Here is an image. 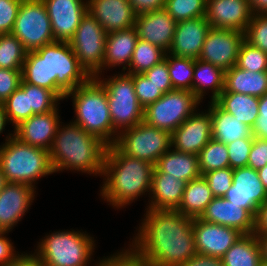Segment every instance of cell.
<instances>
[{
    "instance_id": "ba28073f",
    "label": "cell",
    "mask_w": 267,
    "mask_h": 266,
    "mask_svg": "<svg viewBox=\"0 0 267 266\" xmlns=\"http://www.w3.org/2000/svg\"><path fill=\"white\" fill-rule=\"evenodd\" d=\"M108 78H95L104 86L114 131L124 130L143 122L144 108L138 101L134 90L133 74L118 73Z\"/></svg>"
},
{
    "instance_id": "681fc988",
    "label": "cell",
    "mask_w": 267,
    "mask_h": 266,
    "mask_svg": "<svg viewBox=\"0 0 267 266\" xmlns=\"http://www.w3.org/2000/svg\"><path fill=\"white\" fill-rule=\"evenodd\" d=\"M22 0H0V34L11 33Z\"/></svg>"
},
{
    "instance_id": "3957f363",
    "label": "cell",
    "mask_w": 267,
    "mask_h": 266,
    "mask_svg": "<svg viewBox=\"0 0 267 266\" xmlns=\"http://www.w3.org/2000/svg\"><path fill=\"white\" fill-rule=\"evenodd\" d=\"M62 123L48 151L54 173L70 170L102 176L108 145L71 121Z\"/></svg>"
},
{
    "instance_id": "6125c7cd",
    "label": "cell",
    "mask_w": 267,
    "mask_h": 266,
    "mask_svg": "<svg viewBox=\"0 0 267 266\" xmlns=\"http://www.w3.org/2000/svg\"><path fill=\"white\" fill-rule=\"evenodd\" d=\"M9 123V120L6 116L5 109L3 104H0V135L3 133L5 126Z\"/></svg>"
},
{
    "instance_id": "d590c367",
    "label": "cell",
    "mask_w": 267,
    "mask_h": 266,
    "mask_svg": "<svg viewBox=\"0 0 267 266\" xmlns=\"http://www.w3.org/2000/svg\"><path fill=\"white\" fill-rule=\"evenodd\" d=\"M27 52L12 33L0 34V68L22 70Z\"/></svg>"
},
{
    "instance_id": "2e32d148",
    "label": "cell",
    "mask_w": 267,
    "mask_h": 266,
    "mask_svg": "<svg viewBox=\"0 0 267 266\" xmlns=\"http://www.w3.org/2000/svg\"><path fill=\"white\" fill-rule=\"evenodd\" d=\"M42 1L51 21L55 41L69 42L87 13V0Z\"/></svg>"
},
{
    "instance_id": "e575fe53",
    "label": "cell",
    "mask_w": 267,
    "mask_h": 266,
    "mask_svg": "<svg viewBox=\"0 0 267 266\" xmlns=\"http://www.w3.org/2000/svg\"><path fill=\"white\" fill-rule=\"evenodd\" d=\"M173 89L192 92L195 59L169 54L165 55Z\"/></svg>"
},
{
    "instance_id": "484cf974",
    "label": "cell",
    "mask_w": 267,
    "mask_h": 266,
    "mask_svg": "<svg viewBox=\"0 0 267 266\" xmlns=\"http://www.w3.org/2000/svg\"><path fill=\"white\" fill-rule=\"evenodd\" d=\"M138 34L135 27L107 33L103 73L107 68H116L122 65V72L127 71L135 49Z\"/></svg>"
},
{
    "instance_id": "94428289",
    "label": "cell",
    "mask_w": 267,
    "mask_h": 266,
    "mask_svg": "<svg viewBox=\"0 0 267 266\" xmlns=\"http://www.w3.org/2000/svg\"><path fill=\"white\" fill-rule=\"evenodd\" d=\"M260 246L262 261L267 262V235H256Z\"/></svg>"
},
{
    "instance_id": "5b68a950",
    "label": "cell",
    "mask_w": 267,
    "mask_h": 266,
    "mask_svg": "<svg viewBox=\"0 0 267 266\" xmlns=\"http://www.w3.org/2000/svg\"><path fill=\"white\" fill-rule=\"evenodd\" d=\"M0 145V168L7 182L36 188L37 180L54 173L49 152L19 141L14 133Z\"/></svg>"
},
{
    "instance_id": "ee69618b",
    "label": "cell",
    "mask_w": 267,
    "mask_h": 266,
    "mask_svg": "<svg viewBox=\"0 0 267 266\" xmlns=\"http://www.w3.org/2000/svg\"><path fill=\"white\" fill-rule=\"evenodd\" d=\"M244 35L248 43L267 53V15H252Z\"/></svg>"
},
{
    "instance_id": "7402d4cb",
    "label": "cell",
    "mask_w": 267,
    "mask_h": 266,
    "mask_svg": "<svg viewBox=\"0 0 267 266\" xmlns=\"http://www.w3.org/2000/svg\"><path fill=\"white\" fill-rule=\"evenodd\" d=\"M87 12L106 33L133 28L136 14L128 0H87Z\"/></svg>"
},
{
    "instance_id": "f1b7e54d",
    "label": "cell",
    "mask_w": 267,
    "mask_h": 266,
    "mask_svg": "<svg viewBox=\"0 0 267 266\" xmlns=\"http://www.w3.org/2000/svg\"><path fill=\"white\" fill-rule=\"evenodd\" d=\"M262 97L267 92V72H251L236 65L225 71L224 90Z\"/></svg>"
},
{
    "instance_id": "f35d334b",
    "label": "cell",
    "mask_w": 267,
    "mask_h": 266,
    "mask_svg": "<svg viewBox=\"0 0 267 266\" xmlns=\"http://www.w3.org/2000/svg\"><path fill=\"white\" fill-rule=\"evenodd\" d=\"M22 80L48 89L47 55H39L35 50L28 51L23 63Z\"/></svg>"
},
{
    "instance_id": "7a4b0ae2",
    "label": "cell",
    "mask_w": 267,
    "mask_h": 266,
    "mask_svg": "<svg viewBox=\"0 0 267 266\" xmlns=\"http://www.w3.org/2000/svg\"><path fill=\"white\" fill-rule=\"evenodd\" d=\"M154 165L123 154L114 144L106 150L100 196L113 208H125L150 193Z\"/></svg>"
},
{
    "instance_id": "d6986e66",
    "label": "cell",
    "mask_w": 267,
    "mask_h": 266,
    "mask_svg": "<svg viewBox=\"0 0 267 266\" xmlns=\"http://www.w3.org/2000/svg\"><path fill=\"white\" fill-rule=\"evenodd\" d=\"M252 15L248 0H207L205 17L211 28L245 32Z\"/></svg>"
},
{
    "instance_id": "60d3db41",
    "label": "cell",
    "mask_w": 267,
    "mask_h": 266,
    "mask_svg": "<svg viewBox=\"0 0 267 266\" xmlns=\"http://www.w3.org/2000/svg\"><path fill=\"white\" fill-rule=\"evenodd\" d=\"M2 104L14 128L29 118L28 94L20 86Z\"/></svg>"
},
{
    "instance_id": "9c48e42d",
    "label": "cell",
    "mask_w": 267,
    "mask_h": 266,
    "mask_svg": "<svg viewBox=\"0 0 267 266\" xmlns=\"http://www.w3.org/2000/svg\"><path fill=\"white\" fill-rule=\"evenodd\" d=\"M199 104L201 101L191 91L174 89L144 108L143 121L171 134L198 109Z\"/></svg>"
},
{
    "instance_id": "680465c9",
    "label": "cell",
    "mask_w": 267,
    "mask_h": 266,
    "mask_svg": "<svg viewBox=\"0 0 267 266\" xmlns=\"http://www.w3.org/2000/svg\"><path fill=\"white\" fill-rule=\"evenodd\" d=\"M5 266H42L40 260L33 253H21L12 263Z\"/></svg>"
},
{
    "instance_id": "8fae6325",
    "label": "cell",
    "mask_w": 267,
    "mask_h": 266,
    "mask_svg": "<svg viewBox=\"0 0 267 266\" xmlns=\"http://www.w3.org/2000/svg\"><path fill=\"white\" fill-rule=\"evenodd\" d=\"M106 37L100 23L87 12L69 41L79 64L91 77L101 76L103 72Z\"/></svg>"
},
{
    "instance_id": "7c38bea8",
    "label": "cell",
    "mask_w": 267,
    "mask_h": 266,
    "mask_svg": "<svg viewBox=\"0 0 267 266\" xmlns=\"http://www.w3.org/2000/svg\"><path fill=\"white\" fill-rule=\"evenodd\" d=\"M27 51L55 41L51 21L42 0H22L11 32Z\"/></svg>"
},
{
    "instance_id": "603a6c76",
    "label": "cell",
    "mask_w": 267,
    "mask_h": 266,
    "mask_svg": "<svg viewBox=\"0 0 267 266\" xmlns=\"http://www.w3.org/2000/svg\"><path fill=\"white\" fill-rule=\"evenodd\" d=\"M206 17L177 22L169 54L198 59L210 29Z\"/></svg>"
},
{
    "instance_id": "bcb514c9",
    "label": "cell",
    "mask_w": 267,
    "mask_h": 266,
    "mask_svg": "<svg viewBox=\"0 0 267 266\" xmlns=\"http://www.w3.org/2000/svg\"><path fill=\"white\" fill-rule=\"evenodd\" d=\"M133 84L136 96L143 108L163 96V93L150 82L144 74H133Z\"/></svg>"
},
{
    "instance_id": "8d00e7d4",
    "label": "cell",
    "mask_w": 267,
    "mask_h": 266,
    "mask_svg": "<svg viewBox=\"0 0 267 266\" xmlns=\"http://www.w3.org/2000/svg\"><path fill=\"white\" fill-rule=\"evenodd\" d=\"M201 175L217 169L229 167L227 145L213 138L198 154Z\"/></svg>"
},
{
    "instance_id": "277c9868",
    "label": "cell",
    "mask_w": 267,
    "mask_h": 266,
    "mask_svg": "<svg viewBox=\"0 0 267 266\" xmlns=\"http://www.w3.org/2000/svg\"><path fill=\"white\" fill-rule=\"evenodd\" d=\"M69 97L72 98L76 115L71 122L100 138L108 146L113 145L118 134L113 128L104 86L95 77H91L85 84L67 93L64 100Z\"/></svg>"
},
{
    "instance_id": "9a60e30c",
    "label": "cell",
    "mask_w": 267,
    "mask_h": 266,
    "mask_svg": "<svg viewBox=\"0 0 267 266\" xmlns=\"http://www.w3.org/2000/svg\"><path fill=\"white\" fill-rule=\"evenodd\" d=\"M224 198L255 216L257 208L267 200V190L264 188L257 170L248 166L236 168L233 171L232 186Z\"/></svg>"
},
{
    "instance_id": "db71d44e",
    "label": "cell",
    "mask_w": 267,
    "mask_h": 266,
    "mask_svg": "<svg viewBox=\"0 0 267 266\" xmlns=\"http://www.w3.org/2000/svg\"><path fill=\"white\" fill-rule=\"evenodd\" d=\"M8 233L10 232L0 231V266L12 263L20 255L19 252L15 251L11 239L6 237Z\"/></svg>"
},
{
    "instance_id": "7dc6e473",
    "label": "cell",
    "mask_w": 267,
    "mask_h": 266,
    "mask_svg": "<svg viewBox=\"0 0 267 266\" xmlns=\"http://www.w3.org/2000/svg\"><path fill=\"white\" fill-rule=\"evenodd\" d=\"M254 138H242L227 144L229 167L231 169L247 167V162Z\"/></svg>"
},
{
    "instance_id": "4fadbf2b",
    "label": "cell",
    "mask_w": 267,
    "mask_h": 266,
    "mask_svg": "<svg viewBox=\"0 0 267 266\" xmlns=\"http://www.w3.org/2000/svg\"><path fill=\"white\" fill-rule=\"evenodd\" d=\"M244 40V32L210 28L198 59L228 71L236 65Z\"/></svg>"
},
{
    "instance_id": "836d02e7",
    "label": "cell",
    "mask_w": 267,
    "mask_h": 266,
    "mask_svg": "<svg viewBox=\"0 0 267 266\" xmlns=\"http://www.w3.org/2000/svg\"><path fill=\"white\" fill-rule=\"evenodd\" d=\"M166 52L142 39L137 40L135 49L127 69V74H143L154 65L165 59Z\"/></svg>"
},
{
    "instance_id": "be15d7a7",
    "label": "cell",
    "mask_w": 267,
    "mask_h": 266,
    "mask_svg": "<svg viewBox=\"0 0 267 266\" xmlns=\"http://www.w3.org/2000/svg\"><path fill=\"white\" fill-rule=\"evenodd\" d=\"M258 176L264 185V188L267 190V165H265L263 168L257 170Z\"/></svg>"
},
{
    "instance_id": "c3c4849f",
    "label": "cell",
    "mask_w": 267,
    "mask_h": 266,
    "mask_svg": "<svg viewBox=\"0 0 267 266\" xmlns=\"http://www.w3.org/2000/svg\"><path fill=\"white\" fill-rule=\"evenodd\" d=\"M145 77L152 82L163 93L174 90L171 84V78L168 72L166 59L154 65L151 69L143 73Z\"/></svg>"
},
{
    "instance_id": "44dd1931",
    "label": "cell",
    "mask_w": 267,
    "mask_h": 266,
    "mask_svg": "<svg viewBox=\"0 0 267 266\" xmlns=\"http://www.w3.org/2000/svg\"><path fill=\"white\" fill-rule=\"evenodd\" d=\"M176 23L163 8L136 15L134 27L139 39L150 42L167 53L173 41Z\"/></svg>"
},
{
    "instance_id": "03108f58",
    "label": "cell",
    "mask_w": 267,
    "mask_h": 266,
    "mask_svg": "<svg viewBox=\"0 0 267 266\" xmlns=\"http://www.w3.org/2000/svg\"><path fill=\"white\" fill-rule=\"evenodd\" d=\"M259 266H267V262L262 261Z\"/></svg>"
},
{
    "instance_id": "4316f807",
    "label": "cell",
    "mask_w": 267,
    "mask_h": 266,
    "mask_svg": "<svg viewBox=\"0 0 267 266\" xmlns=\"http://www.w3.org/2000/svg\"><path fill=\"white\" fill-rule=\"evenodd\" d=\"M212 121V138L224 144L242 138H254L252 128L223 110L215 101L208 102Z\"/></svg>"
},
{
    "instance_id": "83f0119b",
    "label": "cell",
    "mask_w": 267,
    "mask_h": 266,
    "mask_svg": "<svg viewBox=\"0 0 267 266\" xmlns=\"http://www.w3.org/2000/svg\"><path fill=\"white\" fill-rule=\"evenodd\" d=\"M160 172L178 180L189 182L201 177L198 155L179 152L173 148L161 156L154 165Z\"/></svg>"
},
{
    "instance_id": "f907efd6",
    "label": "cell",
    "mask_w": 267,
    "mask_h": 266,
    "mask_svg": "<svg viewBox=\"0 0 267 266\" xmlns=\"http://www.w3.org/2000/svg\"><path fill=\"white\" fill-rule=\"evenodd\" d=\"M22 70L0 68V104L20 86Z\"/></svg>"
},
{
    "instance_id": "e0dca14e",
    "label": "cell",
    "mask_w": 267,
    "mask_h": 266,
    "mask_svg": "<svg viewBox=\"0 0 267 266\" xmlns=\"http://www.w3.org/2000/svg\"><path fill=\"white\" fill-rule=\"evenodd\" d=\"M196 252L222 257L243 234L237 229L193 218Z\"/></svg>"
},
{
    "instance_id": "9f6ffc18",
    "label": "cell",
    "mask_w": 267,
    "mask_h": 266,
    "mask_svg": "<svg viewBox=\"0 0 267 266\" xmlns=\"http://www.w3.org/2000/svg\"><path fill=\"white\" fill-rule=\"evenodd\" d=\"M178 266H224L220 257L203 255L197 253L186 262Z\"/></svg>"
},
{
    "instance_id": "30bf717a",
    "label": "cell",
    "mask_w": 267,
    "mask_h": 266,
    "mask_svg": "<svg viewBox=\"0 0 267 266\" xmlns=\"http://www.w3.org/2000/svg\"><path fill=\"white\" fill-rule=\"evenodd\" d=\"M114 145L125 155L153 165L172 148L171 134L144 121L118 134Z\"/></svg>"
},
{
    "instance_id": "ac0fdd59",
    "label": "cell",
    "mask_w": 267,
    "mask_h": 266,
    "mask_svg": "<svg viewBox=\"0 0 267 266\" xmlns=\"http://www.w3.org/2000/svg\"><path fill=\"white\" fill-rule=\"evenodd\" d=\"M36 188L8 182L0 192V231L11 232L28 212L35 199Z\"/></svg>"
},
{
    "instance_id": "6f0895ef",
    "label": "cell",
    "mask_w": 267,
    "mask_h": 266,
    "mask_svg": "<svg viewBox=\"0 0 267 266\" xmlns=\"http://www.w3.org/2000/svg\"><path fill=\"white\" fill-rule=\"evenodd\" d=\"M253 233L255 235H267V200L256 210Z\"/></svg>"
},
{
    "instance_id": "f546056e",
    "label": "cell",
    "mask_w": 267,
    "mask_h": 266,
    "mask_svg": "<svg viewBox=\"0 0 267 266\" xmlns=\"http://www.w3.org/2000/svg\"><path fill=\"white\" fill-rule=\"evenodd\" d=\"M225 72L209 62L195 59L192 93L202 102L207 91L211 90V102L224 90Z\"/></svg>"
},
{
    "instance_id": "e7e4bbea",
    "label": "cell",
    "mask_w": 267,
    "mask_h": 266,
    "mask_svg": "<svg viewBox=\"0 0 267 266\" xmlns=\"http://www.w3.org/2000/svg\"><path fill=\"white\" fill-rule=\"evenodd\" d=\"M7 180L6 177L3 174L2 169L0 168V192L2 191V189L5 187V185L7 184Z\"/></svg>"
},
{
    "instance_id": "1f68e13d",
    "label": "cell",
    "mask_w": 267,
    "mask_h": 266,
    "mask_svg": "<svg viewBox=\"0 0 267 266\" xmlns=\"http://www.w3.org/2000/svg\"><path fill=\"white\" fill-rule=\"evenodd\" d=\"M213 198L207 181L201 176L186 184L182 200L176 210L184 216L199 218Z\"/></svg>"
},
{
    "instance_id": "ffe728a7",
    "label": "cell",
    "mask_w": 267,
    "mask_h": 266,
    "mask_svg": "<svg viewBox=\"0 0 267 266\" xmlns=\"http://www.w3.org/2000/svg\"><path fill=\"white\" fill-rule=\"evenodd\" d=\"M59 107L44 114H34L14 128L19 141L49 151L60 122Z\"/></svg>"
},
{
    "instance_id": "6da1fadb",
    "label": "cell",
    "mask_w": 267,
    "mask_h": 266,
    "mask_svg": "<svg viewBox=\"0 0 267 266\" xmlns=\"http://www.w3.org/2000/svg\"><path fill=\"white\" fill-rule=\"evenodd\" d=\"M130 245L153 266H178L197 254L193 218L178 210H146Z\"/></svg>"
},
{
    "instance_id": "91938a15",
    "label": "cell",
    "mask_w": 267,
    "mask_h": 266,
    "mask_svg": "<svg viewBox=\"0 0 267 266\" xmlns=\"http://www.w3.org/2000/svg\"><path fill=\"white\" fill-rule=\"evenodd\" d=\"M253 15H267V0H248Z\"/></svg>"
},
{
    "instance_id": "b9f144b4",
    "label": "cell",
    "mask_w": 267,
    "mask_h": 266,
    "mask_svg": "<svg viewBox=\"0 0 267 266\" xmlns=\"http://www.w3.org/2000/svg\"><path fill=\"white\" fill-rule=\"evenodd\" d=\"M236 66L254 73L267 72V53L244 40L237 57Z\"/></svg>"
},
{
    "instance_id": "11a10c76",
    "label": "cell",
    "mask_w": 267,
    "mask_h": 266,
    "mask_svg": "<svg viewBox=\"0 0 267 266\" xmlns=\"http://www.w3.org/2000/svg\"><path fill=\"white\" fill-rule=\"evenodd\" d=\"M136 15L161 10L166 0H128Z\"/></svg>"
},
{
    "instance_id": "8992f818",
    "label": "cell",
    "mask_w": 267,
    "mask_h": 266,
    "mask_svg": "<svg viewBox=\"0 0 267 266\" xmlns=\"http://www.w3.org/2000/svg\"><path fill=\"white\" fill-rule=\"evenodd\" d=\"M88 234L73 229L54 231L41 239L33 254L42 266L90 265L96 240Z\"/></svg>"
},
{
    "instance_id": "f6af8a7d",
    "label": "cell",
    "mask_w": 267,
    "mask_h": 266,
    "mask_svg": "<svg viewBox=\"0 0 267 266\" xmlns=\"http://www.w3.org/2000/svg\"><path fill=\"white\" fill-rule=\"evenodd\" d=\"M233 171L230 167L209 171L202 176L207 181L214 197H224L233 183Z\"/></svg>"
},
{
    "instance_id": "7bdbcfd3",
    "label": "cell",
    "mask_w": 267,
    "mask_h": 266,
    "mask_svg": "<svg viewBox=\"0 0 267 266\" xmlns=\"http://www.w3.org/2000/svg\"><path fill=\"white\" fill-rule=\"evenodd\" d=\"M128 245L129 248H122L123 250L107 258L103 256V259L93 266H153L145 256L139 254L130 244Z\"/></svg>"
},
{
    "instance_id": "5bb4252c",
    "label": "cell",
    "mask_w": 267,
    "mask_h": 266,
    "mask_svg": "<svg viewBox=\"0 0 267 266\" xmlns=\"http://www.w3.org/2000/svg\"><path fill=\"white\" fill-rule=\"evenodd\" d=\"M197 109L171 133L172 148L187 154L198 155L212 139L210 110Z\"/></svg>"
},
{
    "instance_id": "f5cc1de1",
    "label": "cell",
    "mask_w": 267,
    "mask_h": 266,
    "mask_svg": "<svg viewBox=\"0 0 267 266\" xmlns=\"http://www.w3.org/2000/svg\"><path fill=\"white\" fill-rule=\"evenodd\" d=\"M259 115L252 127L254 138L267 140V92L259 97Z\"/></svg>"
},
{
    "instance_id": "4dcf8cb0",
    "label": "cell",
    "mask_w": 267,
    "mask_h": 266,
    "mask_svg": "<svg viewBox=\"0 0 267 266\" xmlns=\"http://www.w3.org/2000/svg\"><path fill=\"white\" fill-rule=\"evenodd\" d=\"M215 102L251 128L259 115V97L235 92H222Z\"/></svg>"
},
{
    "instance_id": "52a82bcc",
    "label": "cell",
    "mask_w": 267,
    "mask_h": 266,
    "mask_svg": "<svg viewBox=\"0 0 267 266\" xmlns=\"http://www.w3.org/2000/svg\"><path fill=\"white\" fill-rule=\"evenodd\" d=\"M35 51L47 55L48 90L62 101L67 93L91 78L79 64L69 42L54 41Z\"/></svg>"
},
{
    "instance_id": "d4e9b609",
    "label": "cell",
    "mask_w": 267,
    "mask_h": 266,
    "mask_svg": "<svg viewBox=\"0 0 267 266\" xmlns=\"http://www.w3.org/2000/svg\"><path fill=\"white\" fill-rule=\"evenodd\" d=\"M187 182L178 180L155 166L152 173L149 205L145 210H176L182 200Z\"/></svg>"
},
{
    "instance_id": "74e56055",
    "label": "cell",
    "mask_w": 267,
    "mask_h": 266,
    "mask_svg": "<svg viewBox=\"0 0 267 266\" xmlns=\"http://www.w3.org/2000/svg\"><path fill=\"white\" fill-rule=\"evenodd\" d=\"M20 87L28 94L29 118L34 114L53 111L61 101L51 90L21 80Z\"/></svg>"
},
{
    "instance_id": "cb8c5ba5",
    "label": "cell",
    "mask_w": 267,
    "mask_h": 266,
    "mask_svg": "<svg viewBox=\"0 0 267 266\" xmlns=\"http://www.w3.org/2000/svg\"><path fill=\"white\" fill-rule=\"evenodd\" d=\"M199 219L237 229L242 234H252L254 230V216L224 197H214Z\"/></svg>"
},
{
    "instance_id": "816d5d0a",
    "label": "cell",
    "mask_w": 267,
    "mask_h": 266,
    "mask_svg": "<svg viewBox=\"0 0 267 266\" xmlns=\"http://www.w3.org/2000/svg\"><path fill=\"white\" fill-rule=\"evenodd\" d=\"M267 165V140L253 139L247 166L259 170Z\"/></svg>"
},
{
    "instance_id": "ab89813d",
    "label": "cell",
    "mask_w": 267,
    "mask_h": 266,
    "mask_svg": "<svg viewBox=\"0 0 267 266\" xmlns=\"http://www.w3.org/2000/svg\"><path fill=\"white\" fill-rule=\"evenodd\" d=\"M207 0H166L164 9L176 21L200 18L206 15Z\"/></svg>"
},
{
    "instance_id": "d6a6232c",
    "label": "cell",
    "mask_w": 267,
    "mask_h": 266,
    "mask_svg": "<svg viewBox=\"0 0 267 266\" xmlns=\"http://www.w3.org/2000/svg\"><path fill=\"white\" fill-rule=\"evenodd\" d=\"M221 259L224 266H259L262 258L256 235L243 234Z\"/></svg>"
}]
</instances>
